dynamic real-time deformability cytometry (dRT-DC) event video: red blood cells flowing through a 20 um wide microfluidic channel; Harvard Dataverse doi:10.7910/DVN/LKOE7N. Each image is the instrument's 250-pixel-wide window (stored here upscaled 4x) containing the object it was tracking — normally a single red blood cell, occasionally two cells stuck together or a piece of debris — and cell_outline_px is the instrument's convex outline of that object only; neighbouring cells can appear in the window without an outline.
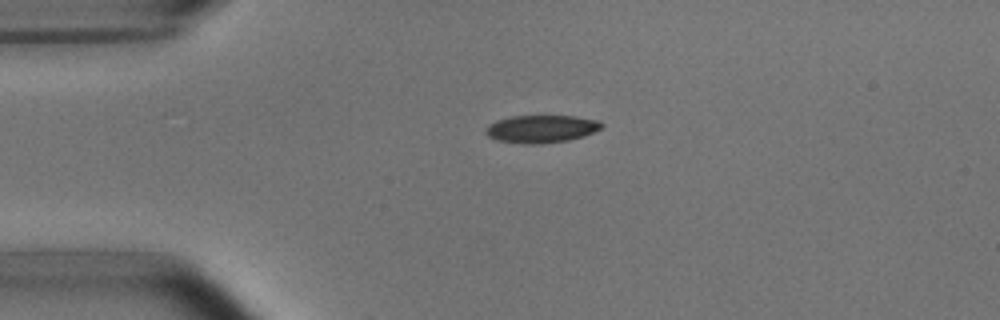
{"species": "common noctule bat (a hibernating species)", "species_latin": "Nyctalus noctula", "temperature_condition": "room temperature", "stored_images_in_passage": 3, "camera_frame_rate_fps": 3000, "um_per_image_px": 0.085, "animal": {"sex": "male", "body_mass_g": 15.6}, "frame": {"image": 1, "passage_image": 1, "time_ms": 0.0, "image_size_px": [1000, 320], "cell_outline_px": [[604, 124], [600, 128], [584, 136], [568, 140], [540, 144], [524, 144], [500, 140], [488, 136], [484, 132], [484, 128], [488, 124], [496, 120], [512, 116], [576, 116], [600, 120]], "centroid_in_image_um": [46.0, 10.95], "position_along_channel_um": 39.0, "area_um2": 18.73}}